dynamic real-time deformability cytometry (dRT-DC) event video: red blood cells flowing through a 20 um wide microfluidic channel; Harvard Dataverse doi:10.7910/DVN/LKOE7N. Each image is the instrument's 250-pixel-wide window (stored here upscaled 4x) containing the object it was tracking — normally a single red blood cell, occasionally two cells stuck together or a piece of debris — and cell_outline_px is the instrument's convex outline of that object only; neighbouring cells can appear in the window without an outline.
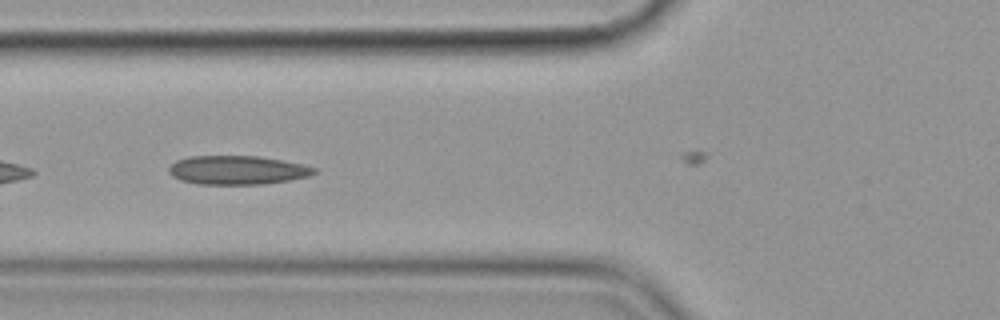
{"species": "common noctule bat (a hibernating species)", "species_latin": "Nyctalus noctula", "temperature_condition": "cold", "stored_images_in_passage": 22, "camera_frame_rate_fps": 3000, "um_per_image_px": 0.085, "animal": {"sex": "female", "body_mass_g": 19.9}, "frame": {"image": 1, "passage_image": 13, "time_ms": 4.0, "image_size_px": [1000, 320], "cell_outline_px": [[320, 172], [308, 176], [288, 180], [264, 184], [196, 184], [180, 180], [172, 176], [168, 172], [168, 168], [176, 160], [188, 156], [260, 156], [300, 164], [316, 168]], "centroid_in_image_um": [20.14, 14.46], "position_along_channel_um": 105.7, "area_um2": 24.45}}
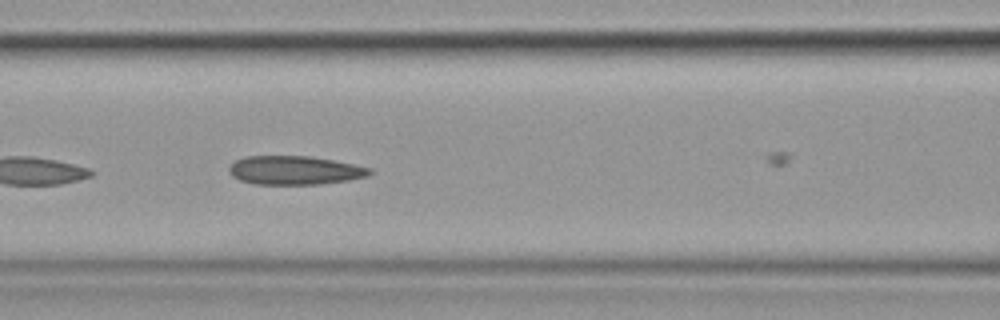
{"frame": {"image": 2, "passage_image": 16, "time_ms": 5.0, "image_size_px": [1000, 320], "cell_outline_px": [[372, 172], [368, 176], [348, 180], [320, 184], [252, 184], [240, 180], [232, 176], [228, 172], [228, 168], [236, 160], [244, 156], [308, 156], [332, 160], [372, 168]], "centroid_in_image_um": [25.02, 14.48], "position_along_channel_um": 141.6, "area_um2": 23.52}}